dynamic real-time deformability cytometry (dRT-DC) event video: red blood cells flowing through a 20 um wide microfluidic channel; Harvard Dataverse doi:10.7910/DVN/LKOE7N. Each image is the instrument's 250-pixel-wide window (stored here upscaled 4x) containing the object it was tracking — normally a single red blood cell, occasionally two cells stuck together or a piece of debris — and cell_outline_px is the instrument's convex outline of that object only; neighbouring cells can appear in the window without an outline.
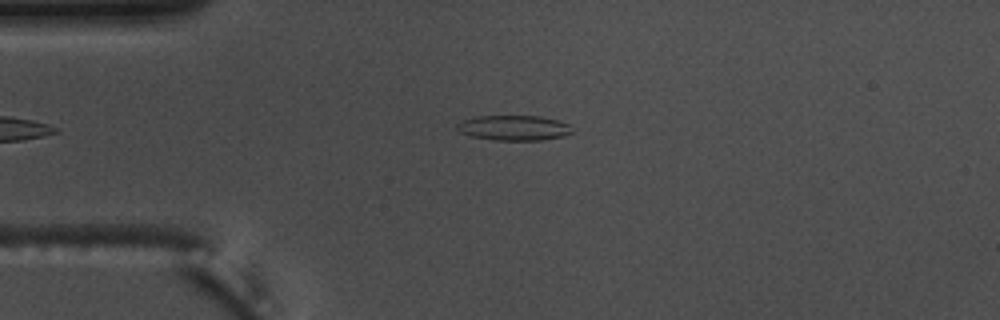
{"species": "common noctule bat (a hibernating species)", "species_latin": "Nyctalus noctula", "temperature_condition": "warm", "stored_images_in_passage": 36, "camera_frame_rate_fps": 3000, "um_per_image_px": 0.085, "animal": {"sex": "male", "body_mass_g": 17.5, "forearm_length_mm": 52.3}, "frame": {"image": 1, "passage_image": 1, "time_ms": 0.0, "image_size_px": [1000, 320], "cell_outline_px": [[576, 132], [564, 136], [540, 140], [496, 140], [472, 136], [460, 132], [456, 128], [456, 124], [472, 116], [540, 116], [556, 120], [568, 124]], "centroid_in_image_um": [43.69, 10.86], "position_along_channel_um": 41.3, "area_um2": 16.88}}
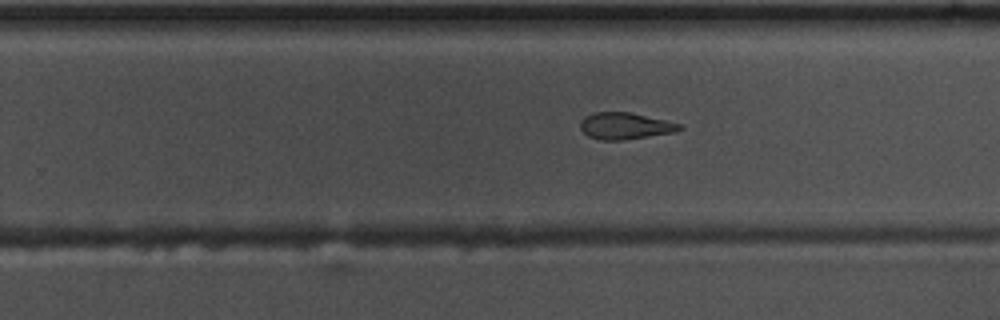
{"frame": {"image": 2, "passage_image": 22, "time_ms": 7.0, "image_size_px": [1000, 320], "cell_outline_px": [[684, 128], [676, 132], [624, 140], [600, 140], [588, 136], [580, 128], [580, 120], [584, 116], [592, 112], [628, 112], [664, 120], [680, 124]], "centroid_in_image_um": [53.1, 10.71], "position_along_channel_um": 276.7, "area_um2": 15.43}}
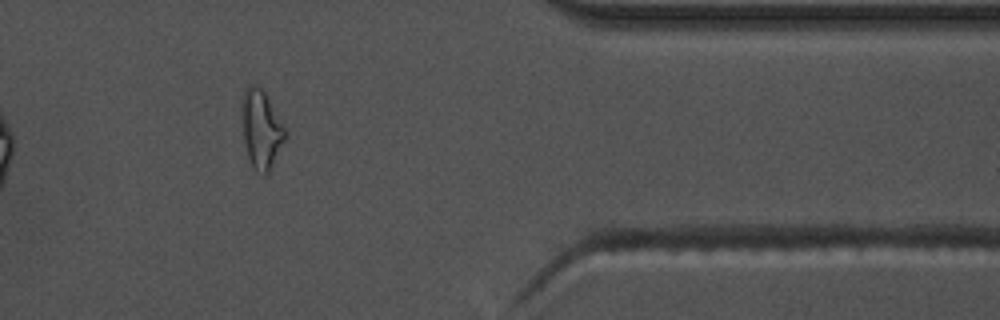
{"frame": {"image": 3, "passage_image": 33, "time_ms": 10.667, "image_size_px": [1000, 320], "cell_outline_px": [[288, 132], [268, 172], [264, 176], [256, 172], [252, 168], [248, 156], [244, 140], [240, 108], [244, 92], [252, 84], [256, 84], [264, 92]], "centroid_in_image_um": [22.18, 11.0], "position_along_channel_um": 389.2, "area_um2": 19.59}, "authors_computed_cell_mechanics": {"area_um2": 16.3285, "velocity_mm_per_s": 3.6776, "shape_relaxation_time_tau1_ms": null, "shape_relaxation_time_tau2_ms": 5.0542, "deformation_change_tau1": null, "deformation_change_tau2": 0.1181}}